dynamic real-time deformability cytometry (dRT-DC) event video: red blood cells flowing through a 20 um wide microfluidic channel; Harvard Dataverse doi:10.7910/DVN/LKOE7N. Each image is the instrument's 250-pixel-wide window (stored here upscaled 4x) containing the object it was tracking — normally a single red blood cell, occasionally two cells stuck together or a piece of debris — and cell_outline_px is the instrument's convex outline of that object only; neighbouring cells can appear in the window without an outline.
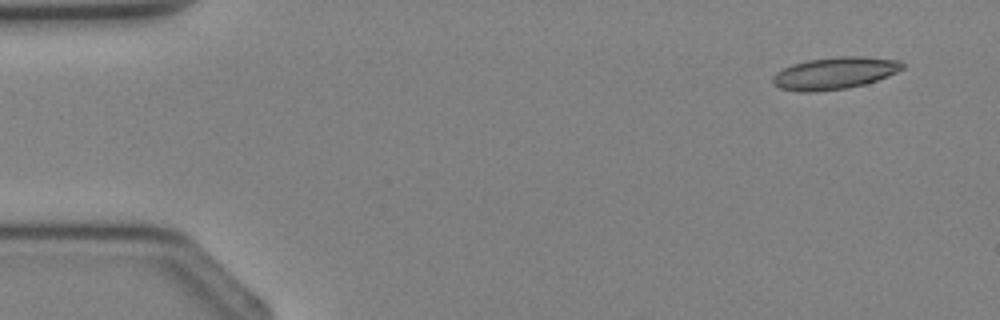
{"species": "Egyptian fruit bat (a non-hibernating species)", "species_latin": "Rousettus aegyptiacus", "temperature_condition": "cold", "stored_images_in_passage": 4, "segment_of_instrument_passage": [2, 2], "camera_frame_rate_fps": 3000, "um_per_image_px": 0.085, "animal": {"sex": "female"}, "frame": {"image": 1, "passage_image": 4, "time_ms": 4.333, "image_size_px": [1000, 320], "cell_outline_px": [[904, 68], [888, 76], [864, 84], [848, 88], [816, 92], [800, 92], [780, 88], [772, 84], [772, 76], [776, 72], [792, 64], [808, 60], [836, 56], [860, 56], [900, 60], [904, 64]], "centroid_in_image_um": [70.92, 6.22], "position_along_channel_um": 14.1, "area_um2": 24.39}}